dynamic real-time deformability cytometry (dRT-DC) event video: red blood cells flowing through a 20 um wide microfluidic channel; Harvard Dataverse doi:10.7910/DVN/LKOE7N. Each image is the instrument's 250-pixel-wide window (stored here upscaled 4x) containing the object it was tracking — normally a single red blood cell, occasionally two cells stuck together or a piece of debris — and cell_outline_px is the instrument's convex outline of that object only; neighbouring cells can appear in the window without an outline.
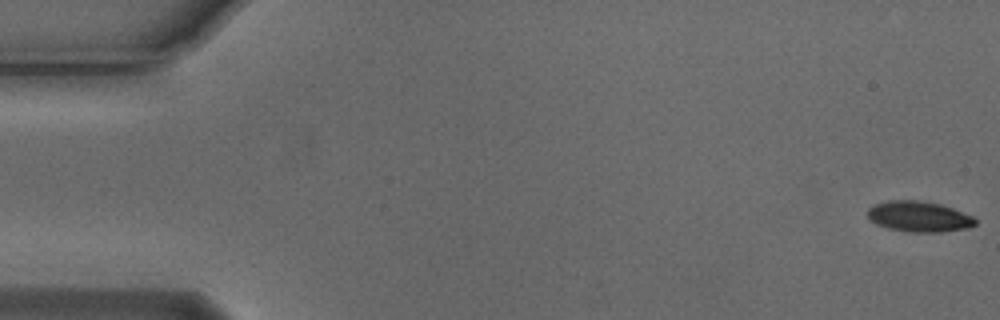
{"species": "Egyptian fruit bat (a non-hibernating species)", "species_latin": "Rousettus aegyptiacus", "temperature_condition": "cold", "stored_images_in_passage": 16, "camera_frame_rate_fps": 3000, "um_per_image_px": 0.085, "animal": {"sex": "male"}, "frame": {"image": 1, "passage_image": 1, "time_ms": 0.0, "image_size_px": [1000, 320], "cell_outline_px": [[976, 224], [968, 228], [940, 232], [912, 232], [888, 228], [876, 224], [868, 216], [868, 208], [876, 204], [888, 200], [920, 200], [940, 204], [952, 208], [972, 216], [976, 220]], "centroid_in_image_um": [78.12, 18.4], "position_along_channel_um": 6.9, "area_um2": 19.07}}
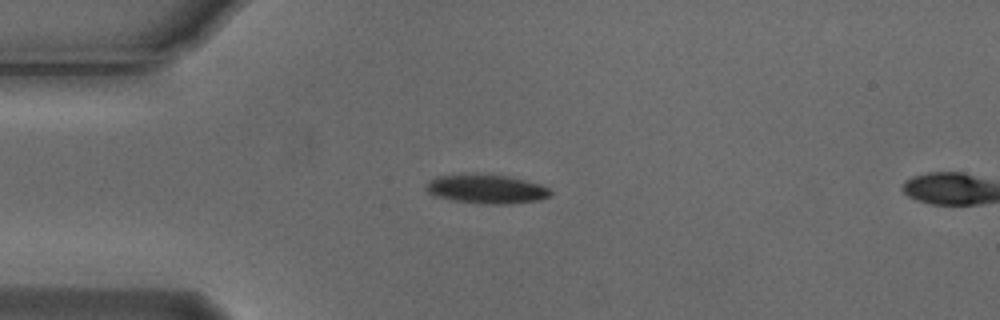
{"frame": {"image": 2, "passage_image": 14, "time_ms": 4.333, "image_size_px": [1000, 320], "cell_outline_px": [[552, 196], [540, 200], [512, 204], [480, 204], [452, 200], [436, 196], [428, 192], [424, 188], [424, 184], [428, 180], [436, 176], [460, 172], [488, 172], [508, 176], [540, 184], [548, 188], [552, 192]], "centroid_in_image_um": [41.29, 16.03], "position_along_channel_um": 43.7, "area_um2": 22.14}}